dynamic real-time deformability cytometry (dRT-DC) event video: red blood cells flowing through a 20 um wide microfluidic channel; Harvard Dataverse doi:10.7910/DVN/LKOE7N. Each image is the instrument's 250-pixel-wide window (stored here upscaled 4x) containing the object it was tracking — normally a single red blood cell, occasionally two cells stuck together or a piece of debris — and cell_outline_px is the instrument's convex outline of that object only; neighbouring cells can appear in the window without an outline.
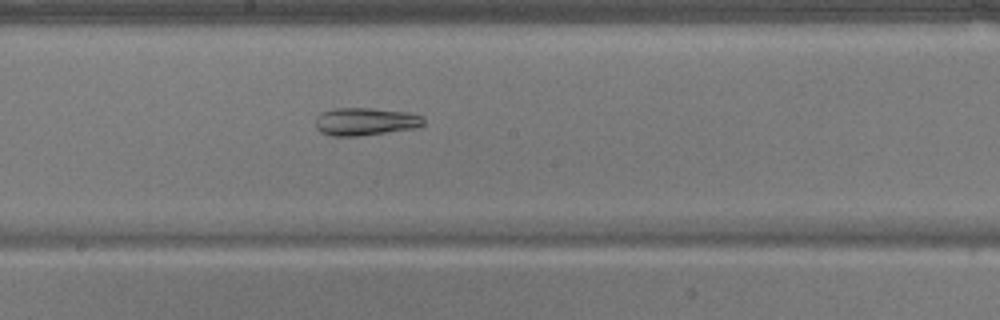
{"species": "common noctule bat (a hibernating species)", "species_latin": "Nyctalus noctula", "temperature_condition": "warm", "stored_images_in_passage": 43, "camera_frame_rate_fps": 3000, "um_per_image_px": 0.085, "animal": {"sex": "male", "body_mass_g": 17.9}, "frame": {"image": 1, "passage_image": 19, "time_ms": 6.0, "image_size_px": [1000, 320], "cell_outline_px": [[424, 124], [416, 128], [356, 136], [332, 136], [320, 132], [316, 128], [316, 116], [320, 112], [336, 108], [372, 108], [412, 112], [424, 116]], "centroid_in_image_um": [31.07, 10.32], "position_along_channel_um": 217.1, "area_um2": 17.69}}
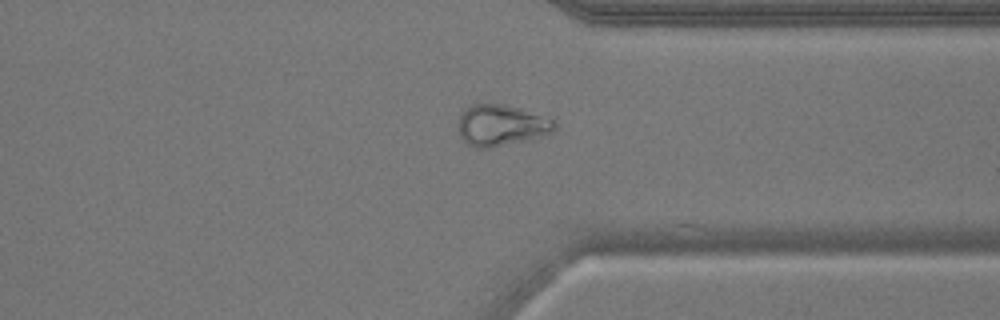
{"frame": {"image": 2, "passage_image": 31, "time_ms": 10.0, "image_size_px": [1000, 320], "cell_outline_px": [[556, 128], [552, 132], [532, 140], [492, 148], [476, 148], [468, 144], [460, 136], [460, 112], [464, 108], [472, 104], [504, 104], [520, 108], [552, 120], [556, 124]], "centroid_in_image_um": [42.6, 10.67], "position_along_channel_um": 368.8, "area_um2": 23.18}}
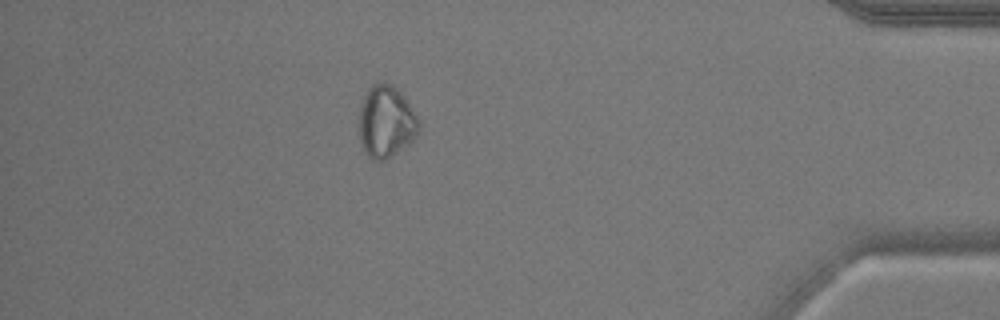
{"frame": {"image": 3, "passage_image": 37, "time_ms": 12.0, "image_size_px": [1000, 320], "cell_outline_px": [[420, 128], [416, 136], [408, 144], [384, 160], [372, 160], [368, 156], [360, 140], [360, 108], [364, 96], [368, 88], [376, 80], [380, 80], [392, 84], [404, 96], [420, 120]], "centroid_in_image_um": [32.83, 10.29], "position_along_channel_um": 402.4, "area_um2": 25.09}}